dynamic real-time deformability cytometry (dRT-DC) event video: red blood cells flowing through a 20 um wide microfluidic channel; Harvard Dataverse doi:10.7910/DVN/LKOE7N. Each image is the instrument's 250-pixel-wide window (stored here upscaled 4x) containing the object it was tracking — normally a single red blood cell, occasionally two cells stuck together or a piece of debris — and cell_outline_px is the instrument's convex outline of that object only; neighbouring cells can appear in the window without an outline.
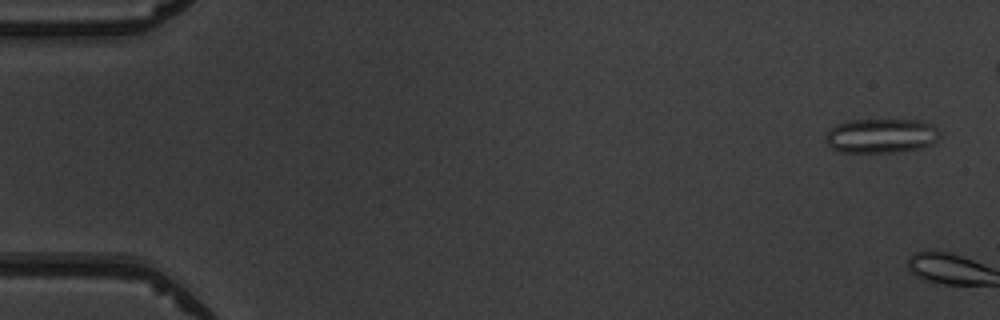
{"species": "common noctule bat (a hibernating species)", "species_latin": "Nyctalus noctula", "temperature_condition": "warm", "stored_images_in_passage": 2, "camera_frame_rate_fps": 3000, "um_per_image_px": 0.085, "animal": {"sex": "male", "body_mass_g": 19.5, "forearm_length_mm": 54.6}, "frame": {"image": 1, "passage_image": 1, "time_ms": 0.0, "image_size_px": [1000, 320], "cell_outline_px": [[940, 136], [936, 144], [920, 148], [892, 152], [840, 152], [832, 148], [824, 140], [824, 136], [836, 124], [844, 120], [920, 120], [932, 124], [940, 132]], "centroid_in_image_um": [74.92, 11.54], "position_along_channel_um": 10.1, "area_um2": 23.18}}